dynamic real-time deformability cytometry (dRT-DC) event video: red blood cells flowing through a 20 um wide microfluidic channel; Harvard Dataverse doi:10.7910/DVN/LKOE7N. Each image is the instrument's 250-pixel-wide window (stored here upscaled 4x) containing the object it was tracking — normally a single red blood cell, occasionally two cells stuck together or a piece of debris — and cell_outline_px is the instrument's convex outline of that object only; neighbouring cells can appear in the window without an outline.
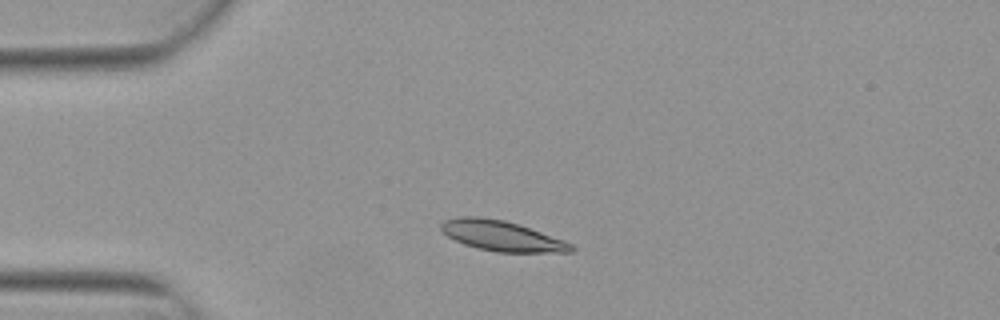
{"species": "Egyptian fruit bat (a non-hibernating species)", "species_latin": "Rousettus aegyptiacus", "temperature_condition": "warm", "stored_images_in_passage": 2, "camera_frame_rate_fps": 3000, "um_per_image_px": 0.085, "animal": {"sex": "female"}, "frame": {"image": 1, "passage_image": 2, "time_ms": 0.333, "image_size_px": [1000, 320], "cell_outline_px": [[576, 252], [496, 252], [476, 248], [464, 244], [448, 236], [440, 228], [440, 224], [444, 220], [460, 216], [476, 216], [504, 220], [520, 224], [564, 240], [572, 244], [576, 248]], "centroid_in_image_um": [42.67, 20.05], "position_along_channel_um": 42.3, "area_um2": 23.06}}